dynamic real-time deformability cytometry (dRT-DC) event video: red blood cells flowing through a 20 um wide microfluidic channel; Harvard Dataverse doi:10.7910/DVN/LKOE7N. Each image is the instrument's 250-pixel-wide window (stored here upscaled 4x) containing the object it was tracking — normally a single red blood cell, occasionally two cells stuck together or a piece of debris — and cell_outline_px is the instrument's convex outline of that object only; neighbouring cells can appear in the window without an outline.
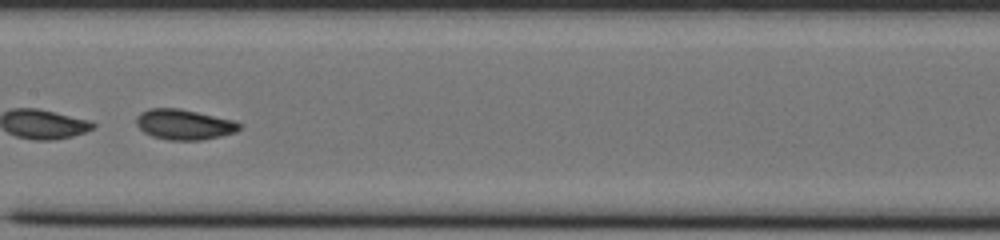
{"species": "common noctule bat (a hibernating species)", "species_latin": "Nyctalus noctula", "temperature_condition": "cold", "stored_images_in_passage": 51, "camera_frame_rate_fps": 3000, "um_per_image_px": 0.085, "animal": {"sex": "male", "body_mass_g": 20.0, "forearm_length_mm": 53.3}, "frame": {"image": 1, "passage_image": 25, "time_ms": 8.0, "image_size_px": [1000, 240], "cell_outline_px": [[244, 124], [236, 132], [204, 140], [168, 140], [152, 136], [144, 132], [136, 124], [136, 116], [140, 112], [148, 108], [180, 108], [236, 120]], "centroid_in_image_um": [15.68, 10.57], "position_along_channel_um": 191.7, "area_um2": 18.55}, "authors_computed_cell_mechanics": {"area_um2": 18.9006, "velocity_mm_per_s": 3.7695, "shape_relaxation_time_tau1_ms": 4.9453, "shape_relaxation_time_tau2_ms": 4.9057, "deformation_change_tau1": 0.1045, "deformation_change_tau2": 0.0651}}